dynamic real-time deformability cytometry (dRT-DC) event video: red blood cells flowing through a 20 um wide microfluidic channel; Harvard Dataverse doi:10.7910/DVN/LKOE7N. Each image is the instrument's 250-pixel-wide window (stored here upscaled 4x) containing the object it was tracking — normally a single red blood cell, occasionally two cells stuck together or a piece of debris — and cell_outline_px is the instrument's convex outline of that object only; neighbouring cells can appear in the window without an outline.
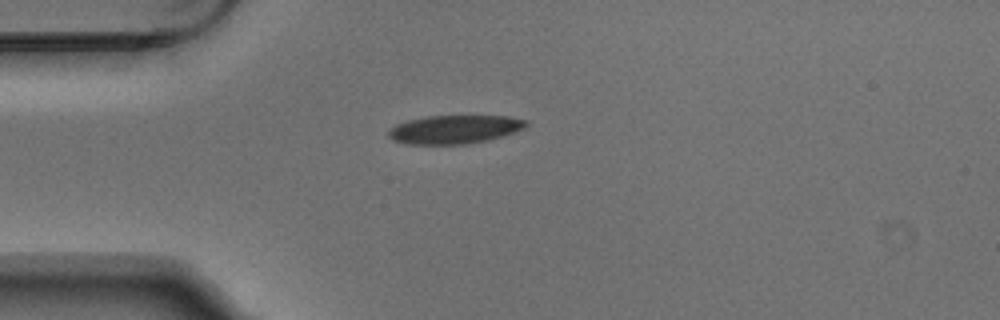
{"species": "Egyptian fruit bat (a non-hibernating species)", "species_latin": "Rousettus aegyptiacus", "temperature_condition": "warm", "stored_images_in_passage": 1, "camera_frame_rate_fps": 3000, "um_per_image_px": 0.085, "animal": {"sex": "male"}, "frame": {"image": 1, "passage_image": 1, "time_ms": 0.0, "image_size_px": [1000, 320], "cell_outline_px": [[528, 124], [524, 128], [504, 136], [488, 140], [464, 144], [408, 144], [392, 140], [388, 136], [388, 132], [396, 124], [408, 120], [428, 116], [508, 116], [528, 120]], "centroid_in_image_um": [38.66, 11.0], "position_along_channel_um": 46.3, "area_um2": 22.83}}